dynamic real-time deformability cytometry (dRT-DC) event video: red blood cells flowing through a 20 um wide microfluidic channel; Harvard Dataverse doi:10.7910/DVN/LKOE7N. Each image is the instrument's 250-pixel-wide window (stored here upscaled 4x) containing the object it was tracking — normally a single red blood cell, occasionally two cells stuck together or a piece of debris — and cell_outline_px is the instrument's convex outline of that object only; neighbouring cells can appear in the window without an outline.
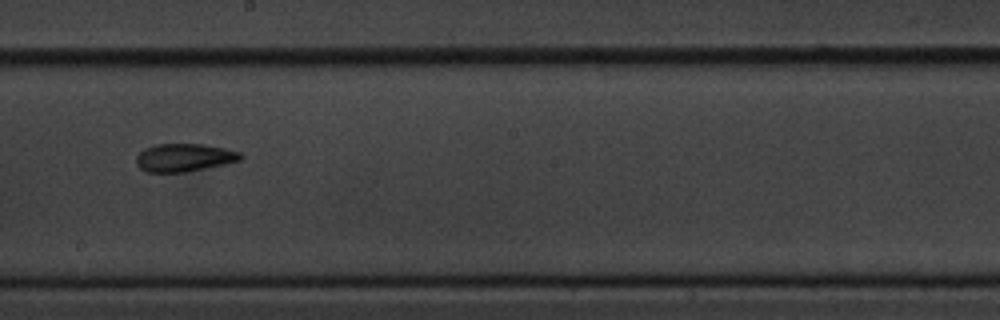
{"species": "common noctule bat (a hibernating species)", "species_latin": "Nyctalus noctula", "temperature_condition": "cold", "stored_images_in_passage": 15, "camera_frame_rate_fps": 3000, "um_per_image_px": 0.085, "animal": {"sex": "male", "body_mass_g": 20.1, "forearm_length_mm": 53.5}, "frame": {"image": 1, "passage_image": 9, "time_ms": 10.0, "image_size_px": [1000, 320], "cell_outline_px": [[244, 156], [240, 160], [224, 164], [184, 172], [144, 172], [136, 164], [136, 156], [144, 148], [156, 144], [204, 144], [224, 148], [240, 152]], "centroid_in_image_um": [15.63, 13.39], "position_along_channel_um": 232.6, "area_um2": 16.99}}
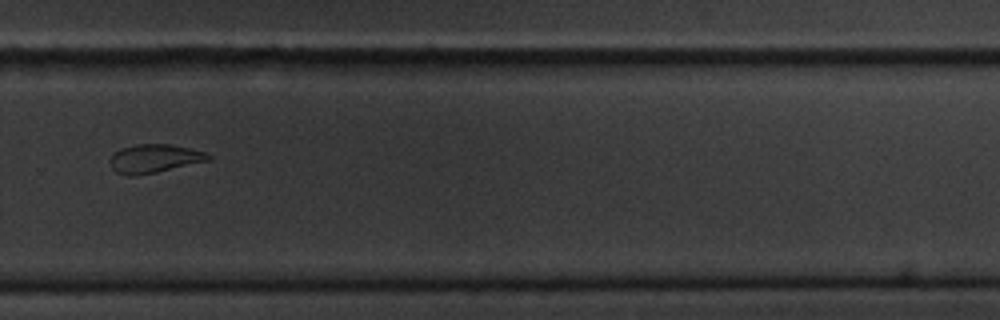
{"frame": {"image": 2, "passage_image": 11, "time_ms": 12.333, "image_size_px": [1000, 320], "cell_outline_px": [[212, 160], [156, 172], [136, 176], [128, 176], [116, 172], [108, 164], [108, 160], [112, 152], [120, 148], [136, 144], [168, 144], [188, 148], [204, 152], [212, 156]], "centroid_in_image_um": [13.06, 13.48], "position_along_channel_um": 316.7, "area_um2": 16.59}}
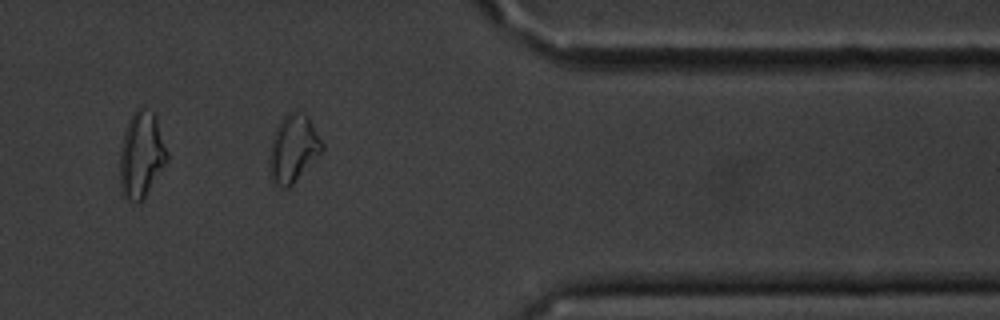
{"frame": {"image": 3, "passage_image": 13, "time_ms": 14.667, "image_size_px": [1000, 320], "cell_outline_px": [[324, 148], [296, 180], [288, 188], [280, 188], [272, 184], [268, 168], [268, 160], [272, 140], [276, 128], [280, 120], [288, 112], [304, 112], [308, 116], [324, 144]], "centroid_in_image_um": [24.89, 12.65], "position_along_channel_um": 386.5, "area_um2": 20.75}, "authors_computed_cell_mechanics": {"area_um2": 20.7502, "velocity_mm_per_s": 3.6094, "shape_relaxation_time_tau1_ms": 4.7748, "shape_relaxation_time_tau2_ms": null, "deformation_change_tau1": 0.1287, "deformation_change_tau2": null}}